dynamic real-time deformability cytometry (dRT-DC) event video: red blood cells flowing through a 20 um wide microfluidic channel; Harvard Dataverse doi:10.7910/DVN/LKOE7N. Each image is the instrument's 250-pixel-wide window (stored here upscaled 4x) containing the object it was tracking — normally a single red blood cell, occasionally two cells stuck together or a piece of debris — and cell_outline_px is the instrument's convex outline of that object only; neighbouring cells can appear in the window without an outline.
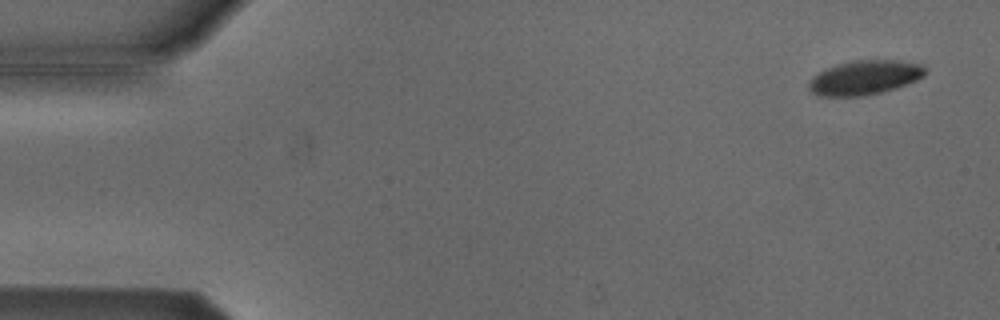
{"species": "Egyptian fruit bat (a non-hibernating species)", "species_latin": "Rousettus aegyptiacus", "temperature_condition": "cold", "stored_images_in_passage": 7, "camera_frame_rate_fps": 3000, "um_per_image_px": 0.085, "animal": {"sex": "male"}, "frame": {"image": 1, "passage_image": 1, "time_ms": 0.0, "image_size_px": [1000, 320], "cell_outline_px": [[928, 68], [924, 76], [916, 80], [896, 88], [864, 96], [816, 96], [808, 88], [808, 84], [812, 76], [836, 64], [852, 60], [900, 60], [920, 64]], "centroid_in_image_um": [73.5, 6.59], "position_along_channel_um": 11.5, "area_um2": 23.41}}
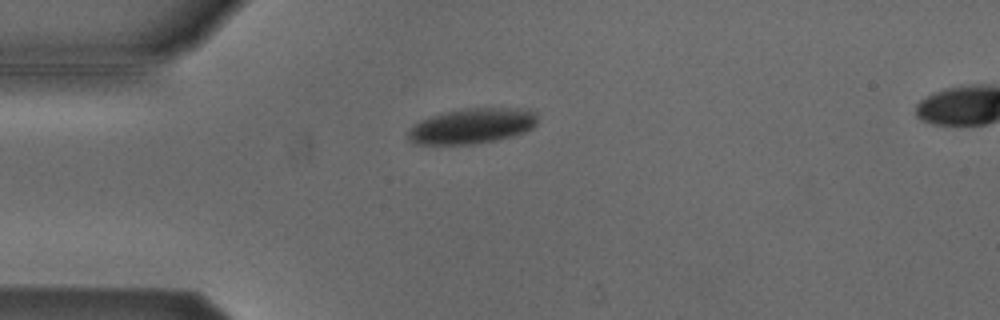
{"frame": {"image": 2, "passage_image": 4, "time_ms": 1.0, "image_size_px": [1000, 320], "cell_outline_px": [[536, 124], [532, 128], [524, 132], [512, 136], [496, 140], [472, 144], [416, 144], [408, 140], [408, 132], [412, 124], [420, 120], [444, 112], [464, 108], [528, 108], [536, 112]], "centroid_in_image_um": [40.12, 10.7], "position_along_channel_um": 44.9, "area_um2": 26.76}}
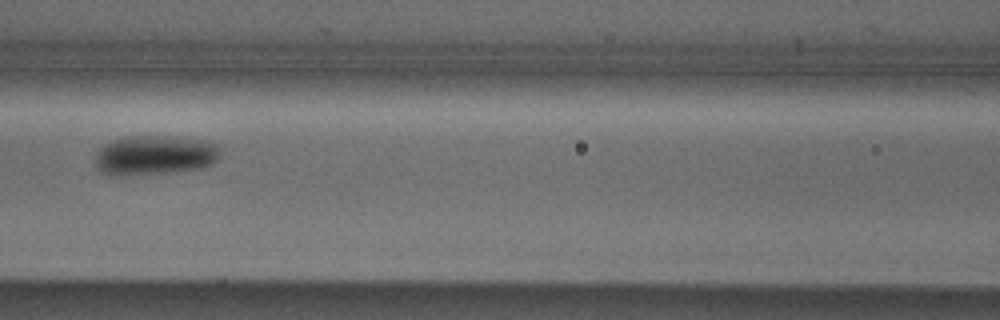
{"frame": {"image": 3, "passage_image": 7, "time_ms": 2.0, "image_size_px": [1000, 320], "cell_outline_px": [[220, 152], [216, 160], [212, 164], [200, 168], [168, 172], [112, 176], [100, 172], [96, 164], [96, 152], [104, 144], [112, 140], [124, 136], [172, 136], [200, 140], [220, 144]], "centroid_in_image_um": [13.13, 13.18], "position_along_channel_um": 153.5, "area_um2": 28.9}}